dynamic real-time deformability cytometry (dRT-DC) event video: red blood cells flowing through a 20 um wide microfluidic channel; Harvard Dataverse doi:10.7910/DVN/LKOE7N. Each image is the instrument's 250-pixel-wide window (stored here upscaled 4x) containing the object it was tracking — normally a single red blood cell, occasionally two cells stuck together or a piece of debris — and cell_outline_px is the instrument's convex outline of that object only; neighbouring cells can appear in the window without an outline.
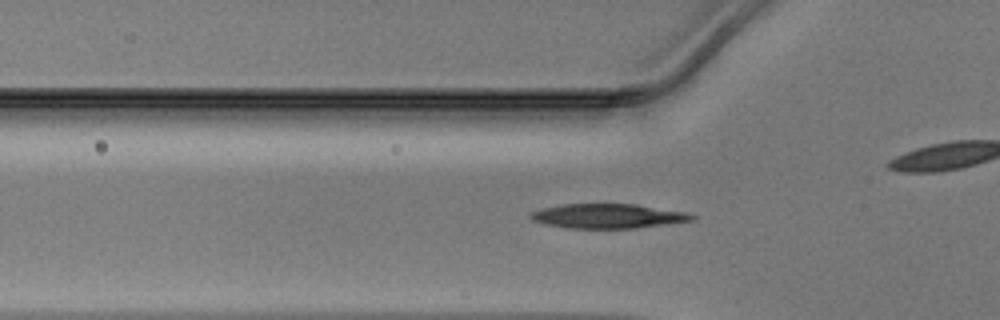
{"species": "Egyptian fruit bat (a non-hibernating species)", "species_latin": "Rousettus aegyptiacus", "temperature_condition": "warm", "stored_images_in_passage": 38, "segment_of_instrument_passage": [1, 2], "camera_frame_rate_fps": 3000, "um_per_image_px": 0.085, "animal": {"sex": "male"}, "frame": {"image": 1, "passage_image": 15, "time_ms": 4.667, "image_size_px": [1000, 320], "cell_outline_px": [[696, 216], [692, 220], [636, 228], [564, 228], [544, 224], [532, 220], [528, 216], [532, 212], [544, 208], [564, 204], [636, 204], [688, 212]], "centroid_in_image_um": [51.66, 18.36], "position_along_channel_um": 74.1, "area_um2": 22.95}}
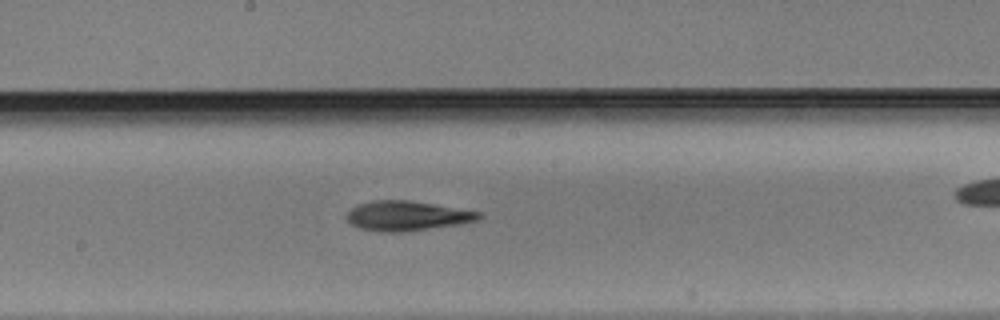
{"frame": {"image": 2, "passage_image": 25, "time_ms": 8.0, "image_size_px": [1000, 320], "cell_outline_px": [[484, 216], [476, 220], [460, 224], [408, 232], [376, 232], [360, 228], [352, 224], [348, 220], [348, 212], [352, 208], [360, 204], [376, 200], [408, 200], [484, 212]], "centroid_in_image_um": [34.66, 18.36], "position_along_channel_um": 213.5, "area_um2": 22.95}}
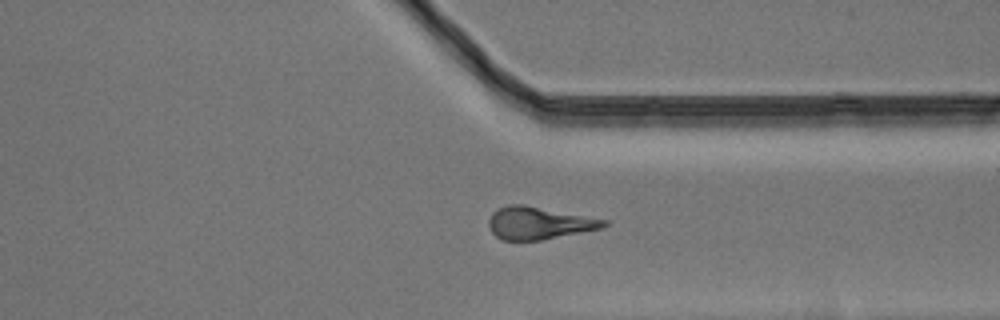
{"frame": {"image": 3, "passage_image": 36, "time_ms": 11.667, "image_size_px": [1000, 320], "cell_outline_px": [[608, 224], [600, 228], [540, 240], [504, 240], [496, 236], [492, 232], [488, 224], [488, 220], [492, 212], [496, 208], [508, 204], [524, 204], [608, 220]], "centroid_in_image_um": [45.75, 18.94], "position_along_channel_um": 365.6, "area_um2": 21.62}}